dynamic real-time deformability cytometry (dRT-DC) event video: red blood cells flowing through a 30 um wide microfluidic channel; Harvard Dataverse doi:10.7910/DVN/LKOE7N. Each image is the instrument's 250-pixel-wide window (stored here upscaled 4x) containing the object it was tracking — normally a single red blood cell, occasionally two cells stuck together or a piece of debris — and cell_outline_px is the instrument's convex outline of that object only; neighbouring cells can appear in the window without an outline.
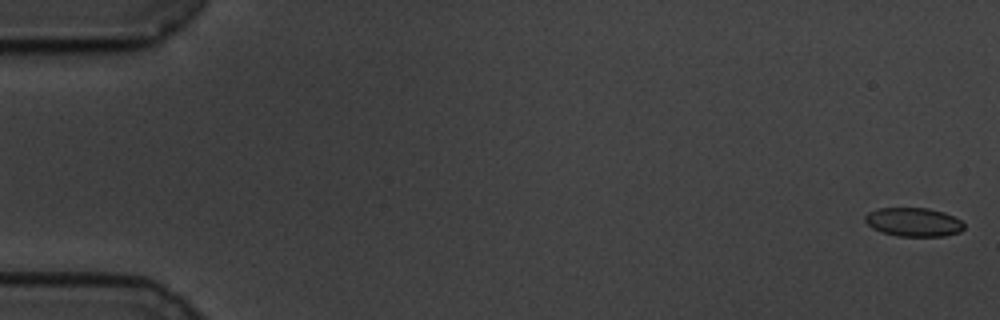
{"species": "common noctule bat (a hibernating species)", "species_latin": "Nyctalus noctula", "temperature_condition": "cold", "stored_images_in_passage": 60, "camera_frame_rate_fps": 3000, "um_per_image_px": 0.085, "animal": {"sex": "male", "body_mass_g": 19.5, "forearm_length_mm": 54.6}, "frame": {"image": 1, "passage_image": 2, "time_ms": 0.333, "image_size_px": [1000, 320], "cell_outline_px": [[964, 228], [960, 232], [944, 236], [896, 236], [872, 228], [864, 220], [864, 216], [868, 212], [876, 208], [928, 208], [944, 212], [960, 220], [964, 224]], "centroid_in_image_um": [77.64, 18.87], "position_along_channel_um": 7.4, "area_um2": 16.59}}
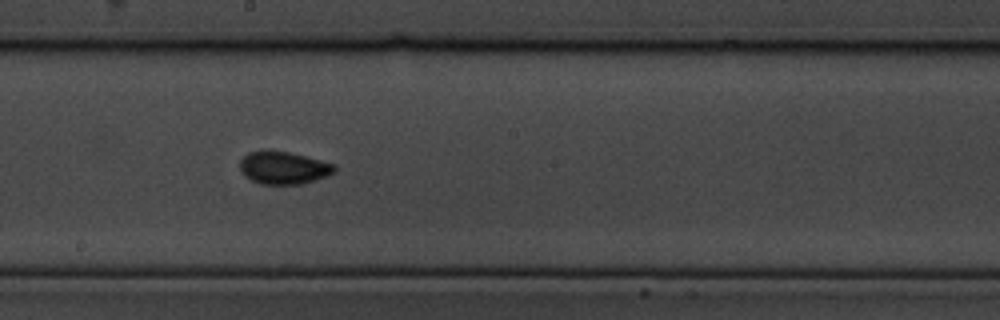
{"frame": {"image": 2, "passage_image": 34, "time_ms": 11.0, "image_size_px": [1000, 320], "cell_outline_px": [[336, 172], [316, 180], [304, 184], [260, 184], [244, 176], [240, 172], [240, 160], [248, 152], [288, 152], [336, 164]], "centroid_in_image_um": [24.12, 14.29], "position_along_channel_um": 224.1, "area_um2": 17.8}}
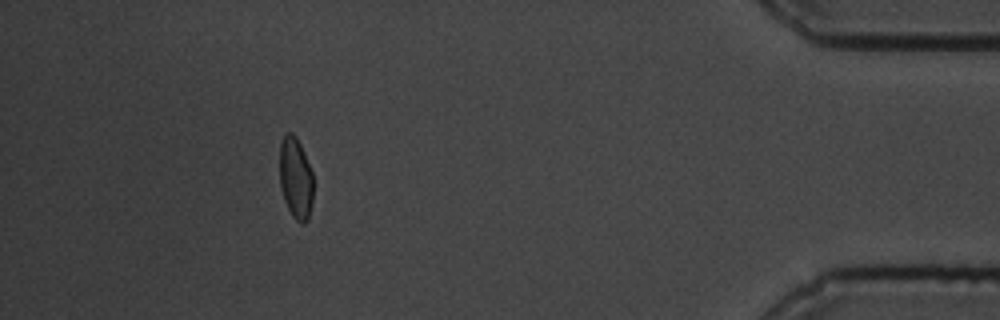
{"frame": {"image": 3, "passage_image": 55, "time_ms": 18.0, "image_size_px": [1000, 320], "cell_outline_px": [[312, 204], [308, 220], [304, 224], [300, 224], [292, 216], [284, 200], [280, 188], [280, 144], [284, 132], [292, 132], [296, 136], [300, 144], [312, 172]], "centroid_in_image_um": [25.12, 15.15], "position_along_channel_um": 410.1, "area_um2": 16.13}, "authors_computed_cell_mechanics": {"area_um2": 17.1666, "velocity_mm_per_s": 3.4064, "shape_relaxation_time_tau1_ms": 3.7187, "shape_relaxation_time_tau2_ms": 2.2972, "deformation_change_tau1": 0.0867, "deformation_change_tau2": 0.0418}}